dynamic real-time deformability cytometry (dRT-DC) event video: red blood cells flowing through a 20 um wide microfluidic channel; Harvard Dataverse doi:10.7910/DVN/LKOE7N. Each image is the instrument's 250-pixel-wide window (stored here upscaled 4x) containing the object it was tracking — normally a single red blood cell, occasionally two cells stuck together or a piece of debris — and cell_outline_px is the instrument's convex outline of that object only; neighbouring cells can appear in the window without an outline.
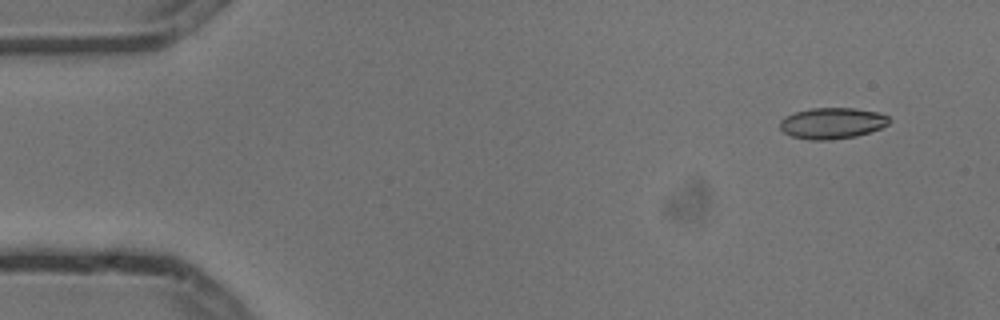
{"species": "common noctule bat (a hibernating species)", "species_latin": "Nyctalus noctula", "temperature_condition": "cold", "stored_images_in_passage": 5, "camera_frame_rate_fps": 3000, "um_per_image_px": 0.085, "animal": {"sex": "male", "body_mass_g": 13.3}, "frame": {"image": 1, "passage_image": 1, "time_ms": 0.0, "image_size_px": [1000, 320], "cell_outline_px": [[892, 120], [888, 124], [880, 128], [856, 136], [828, 140], [812, 140], [792, 136], [784, 132], [780, 128], [780, 120], [784, 116], [796, 112], [812, 108], [856, 108], [880, 112], [888, 116]], "centroid_in_image_um": [70.75, 10.46], "position_along_channel_um": 14.3, "area_um2": 19.83}}
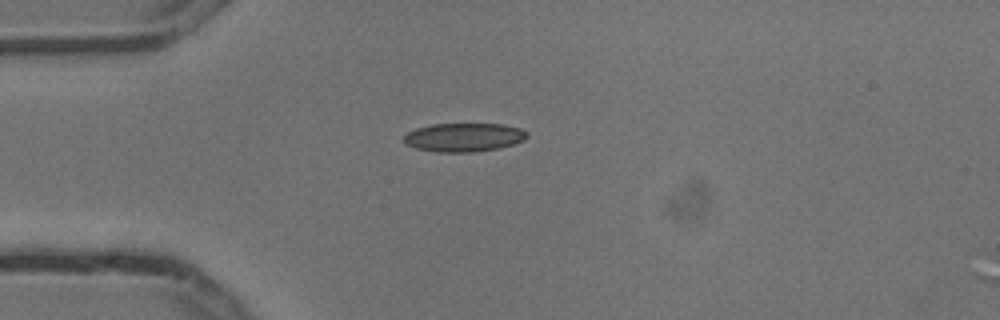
{"frame": {"image": 2, "passage_image": 4, "time_ms": 1.0, "image_size_px": [1000, 320], "cell_outline_px": [[528, 136], [524, 140], [500, 148], [472, 152], [436, 152], [416, 148], [404, 144], [404, 136], [408, 132], [416, 128], [432, 124], [504, 124], [520, 128], [528, 132]], "centroid_in_image_um": [39.43, 11.67], "position_along_channel_um": 45.6, "area_um2": 20.63}}